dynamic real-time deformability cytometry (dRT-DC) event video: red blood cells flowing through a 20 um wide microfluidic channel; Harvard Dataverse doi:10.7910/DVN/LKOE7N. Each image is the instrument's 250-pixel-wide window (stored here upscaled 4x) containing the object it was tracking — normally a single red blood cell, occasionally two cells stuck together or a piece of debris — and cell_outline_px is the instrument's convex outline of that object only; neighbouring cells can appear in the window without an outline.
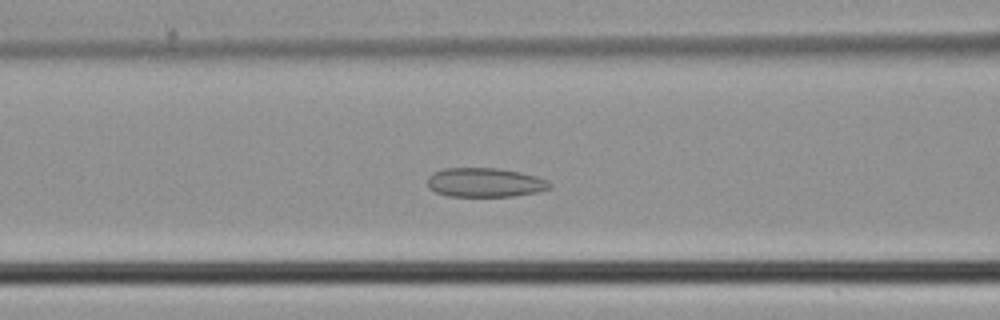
{"species": "common noctule bat (a hibernating species)", "species_latin": "Nyctalus noctula", "temperature_condition": "cold", "stored_images_in_passage": 41, "camera_frame_rate_fps": 3000, "um_per_image_px": 0.085, "animal": {"sex": "male", "body_mass_g": 21.5, "forearm_length_mm": 52.0}, "frame": {"image": 1, "passage_image": 13, "time_ms": 4.0, "image_size_px": [1000, 320], "cell_outline_px": [[552, 188], [536, 192], [512, 196], [448, 196], [436, 192], [428, 188], [428, 176], [432, 172], [444, 168], [500, 168], [520, 172], [536, 176], [548, 180], [552, 184]], "centroid_in_image_um": [41.22, 15.5], "position_along_channel_um": 125.4, "area_um2": 20.92}}
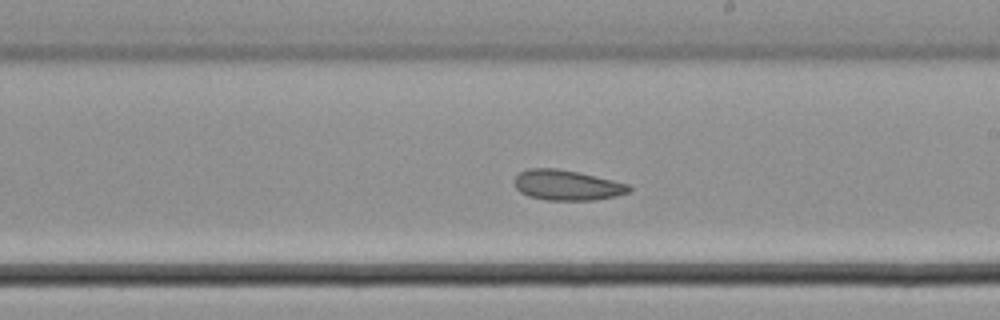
{"frame": {"image": 2, "passage_image": 21, "time_ms": 6.667, "image_size_px": [1000, 320], "cell_outline_px": [[632, 192], [616, 196], [596, 200], [548, 200], [528, 196], [520, 192], [516, 188], [516, 176], [520, 172], [528, 168], [556, 168], [580, 172], [628, 184], [632, 188]], "centroid_in_image_um": [48.23, 15.74], "position_along_channel_um": 240.8, "area_um2": 20.29}}
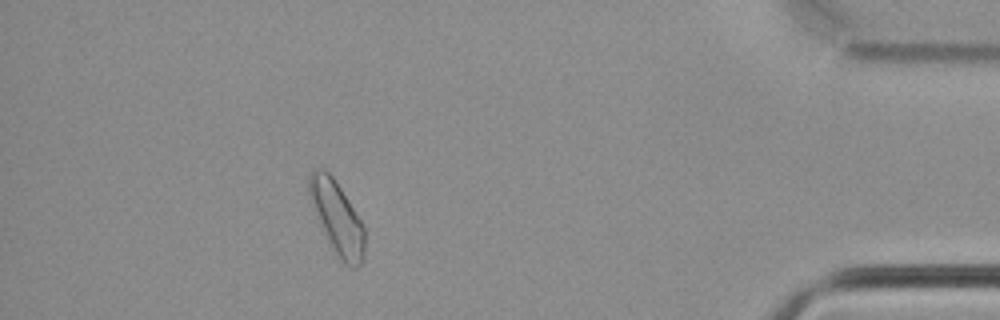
{"frame": {"image": 3, "passage_image": 36, "time_ms": 11.667, "image_size_px": [1000, 320], "cell_outline_px": [[364, 260], [356, 268], [352, 268], [344, 264], [328, 240], [308, 192], [308, 176], [316, 168], [324, 168], [332, 176], [364, 224]], "centroid_in_image_um": [28.68, 18.51], "position_along_channel_um": 406.5, "area_um2": 22.89}}